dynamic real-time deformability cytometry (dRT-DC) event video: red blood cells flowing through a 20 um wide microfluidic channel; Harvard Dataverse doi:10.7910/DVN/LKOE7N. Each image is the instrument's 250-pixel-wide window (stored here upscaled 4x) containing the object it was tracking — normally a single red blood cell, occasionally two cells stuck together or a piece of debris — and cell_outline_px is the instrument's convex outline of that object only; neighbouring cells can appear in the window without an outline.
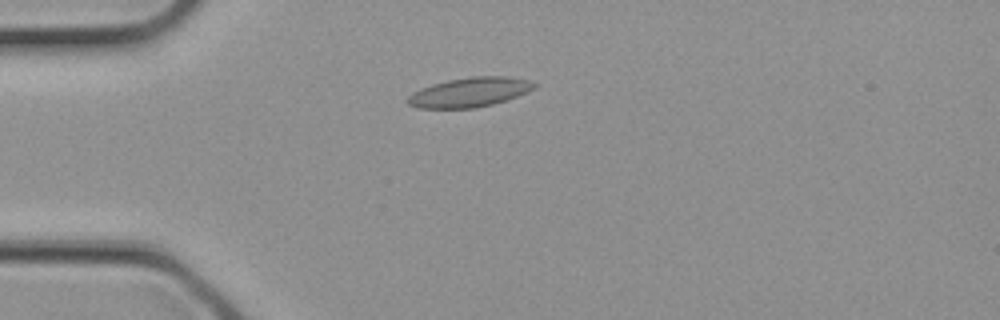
{"species": "common noctule bat (a hibernating species)", "species_latin": "Nyctalus noctula", "temperature_condition": "cold", "stored_images_in_passage": 3, "camera_frame_rate_fps": 3000, "um_per_image_px": 0.085, "animal": {"sex": "female", "body_mass_g": 21.9}, "frame": {"image": 1, "passage_image": 3, "time_ms": 0.667, "image_size_px": [1000, 320], "cell_outline_px": [[536, 88], [528, 92], [492, 104], [476, 108], [416, 108], [408, 104], [404, 100], [412, 92], [420, 88], [432, 84], [448, 80], [472, 76], [508, 76], [528, 80], [536, 84]], "centroid_in_image_um": [39.87, 7.84], "position_along_channel_um": 45.1, "area_um2": 21.85}}